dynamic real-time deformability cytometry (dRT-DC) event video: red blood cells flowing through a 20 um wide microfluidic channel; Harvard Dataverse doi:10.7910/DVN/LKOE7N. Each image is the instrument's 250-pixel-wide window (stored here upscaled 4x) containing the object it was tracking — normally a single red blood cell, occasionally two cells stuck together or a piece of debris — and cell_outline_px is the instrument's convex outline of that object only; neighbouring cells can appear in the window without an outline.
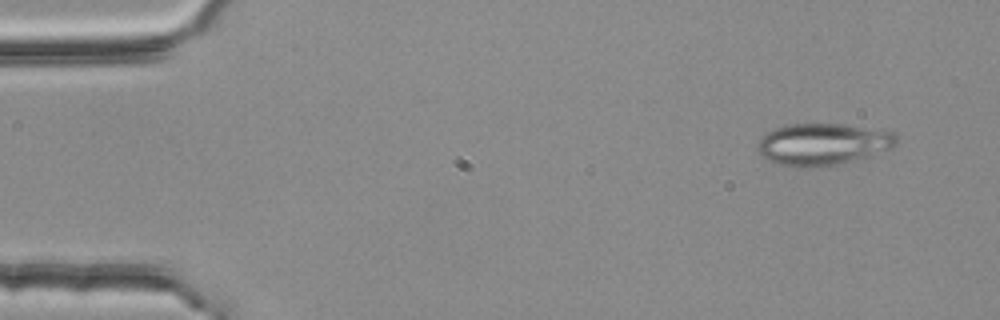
{"species": "common noctule bat (a hibernating species)", "species_latin": "Nyctalus noctula", "temperature_condition": "room temperature", "stored_images_in_passage": 3, "camera_frame_rate_fps": 3000, "um_per_image_px": 0.085, "animal": {"sex": "female", "body_mass_g": 25.1}, "frame": {"image": 1, "passage_image": 3, "time_ms": 0.667, "image_size_px": [1000, 320], "cell_outline_px": [[896, 144], [892, 148], [868, 156], [820, 168], [792, 168], [780, 164], [764, 156], [756, 148], [760, 140], [768, 132], [776, 128], [788, 124], [848, 124], [892, 132], [896, 136]], "centroid_in_image_um": [69.94, 12.26], "position_along_channel_um": 15.1, "area_um2": 33.64}}